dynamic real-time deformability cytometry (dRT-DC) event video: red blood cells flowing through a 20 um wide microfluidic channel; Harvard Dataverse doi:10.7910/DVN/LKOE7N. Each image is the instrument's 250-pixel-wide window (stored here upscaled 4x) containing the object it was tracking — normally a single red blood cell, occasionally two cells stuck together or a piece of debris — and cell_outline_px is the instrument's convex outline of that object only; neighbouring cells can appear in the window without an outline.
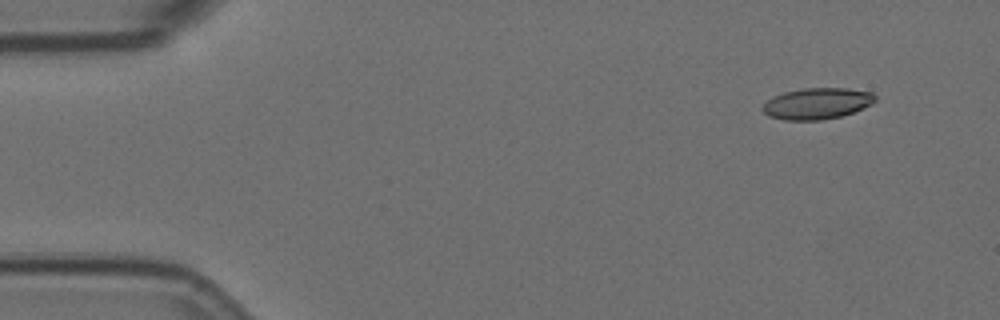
{"species": "Egyptian fruit bat (a non-hibernating species)", "species_latin": "Rousettus aegyptiacus", "temperature_condition": "room temperature", "stored_images_in_passage": 6, "camera_frame_rate_fps": 3000, "um_per_image_px": 0.085, "animal": {"sex": "female"}, "frame": {"image": 1, "passage_image": 1, "time_ms": 0.0, "image_size_px": [1000, 320], "cell_outline_px": [[876, 100], [872, 104], [852, 112], [840, 116], [820, 120], [784, 120], [768, 116], [760, 108], [772, 96], [784, 92], [804, 88], [848, 88], [872, 92], [876, 96]], "centroid_in_image_um": [69.43, 8.79], "position_along_channel_um": 15.6, "area_um2": 20.52}}
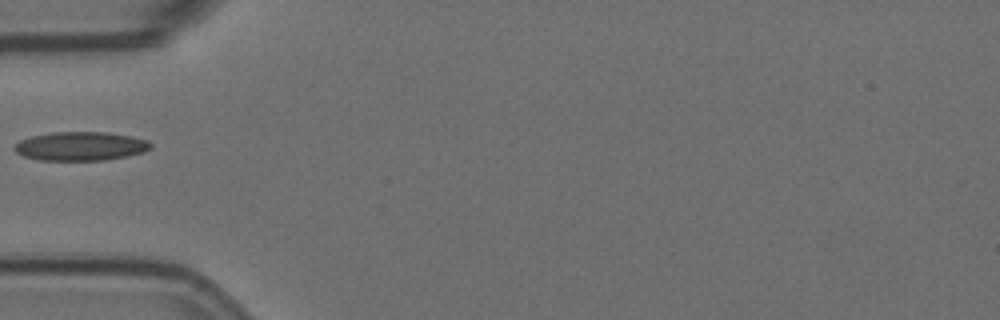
{"frame": {"image": 2, "passage_image": 5, "time_ms": 1.333, "image_size_px": [1000, 320], "cell_outline_px": [[152, 148], [144, 152], [104, 160], [40, 160], [24, 156], [16, 152], [12, 148], [20, 140], [32, 136], [52, 132], [108, 132], [132, 136], [148, 140], [152, 144]], "centroid_in_image_um": [6.87, 12.42], "position_along_channel_um": 78.1, "area_um2": 22.89}}
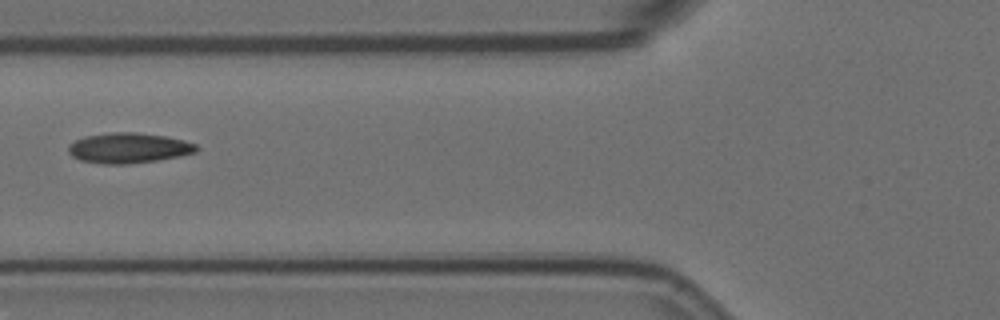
{"frame": {"image": 3, "passage_image": 6, "time_ms": 1.667, "image_size_px": [1000, 320], "cell_outline_px": [[200, 148], [196, 152], [180, 156], [156, 160], [128, 164], [104, 164], [80, 160], [72, 156], [68, 152], [68, 144], [84, 136], [112, 132], [136, 132], [164, 136], [184, 140], [196, 144]], "centroid_in_image_um": [10.93, 12.57], "position_along_channel_um": 114.9, "area_um2": 22.66}}